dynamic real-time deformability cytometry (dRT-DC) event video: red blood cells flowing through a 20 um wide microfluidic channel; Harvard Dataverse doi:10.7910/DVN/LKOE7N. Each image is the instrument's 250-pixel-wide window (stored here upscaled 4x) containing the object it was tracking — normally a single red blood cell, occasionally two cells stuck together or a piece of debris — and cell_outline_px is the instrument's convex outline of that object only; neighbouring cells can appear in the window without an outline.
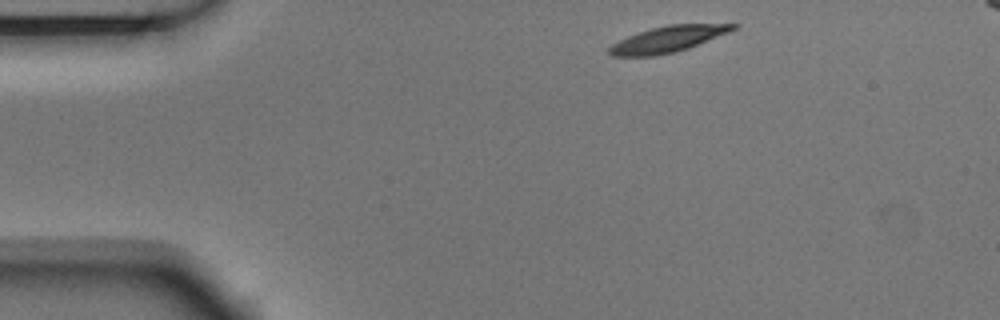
{"species": "Egyptian fruit bat (a non-hibernating species)", "species_latin": "Rousettus aegyptiacus", "temperature_condition": "room temperature", "stored_images_in_passage": 4, "camera_frame_rate_fps": 3000, "um_per_image_px": 0.085, "animal": {"sex": "male"}, "frame": {"image": 1, "passage_image": 1, "time_ms": 0.0, "image_size_px": [1000, 320], "cell_outline_px": [[740, 24], [736, 28], [728, 32], [688, 48], [656, 56], [608, 56], [608, 48], [612, 44], [636, 32], [668, 24]], "centroid_in_image_um": [56.71, 3.33], "position_along_channel_um": 28.3, "area_um2": 18.61}}